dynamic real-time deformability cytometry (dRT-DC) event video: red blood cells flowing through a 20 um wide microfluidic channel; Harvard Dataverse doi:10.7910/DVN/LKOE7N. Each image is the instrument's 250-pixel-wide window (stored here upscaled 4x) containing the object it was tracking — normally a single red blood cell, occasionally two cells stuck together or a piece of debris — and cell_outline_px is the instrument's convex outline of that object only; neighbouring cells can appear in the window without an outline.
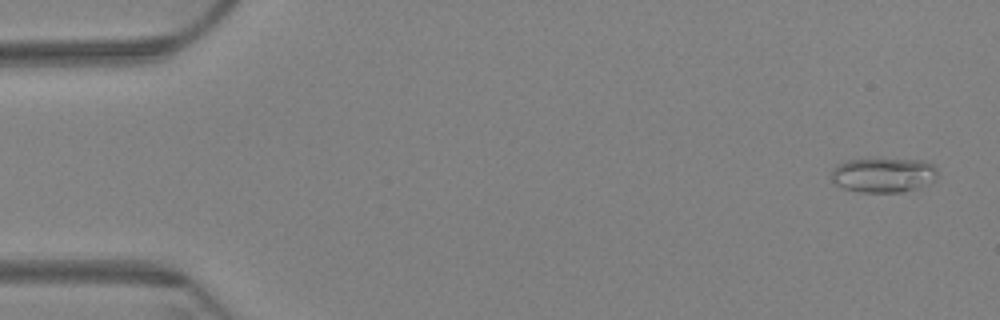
{"species": "Egyptian fruit bat (a non-hibernating species)", "species_latin": "Rousettus aegyptiacus", "temperature_condition": "warm", "stored_images_in_passage": 4, "camera_frame_rate_fps": 3000, "um_per_image_px": 0.085, "animal": {"sex": "female"}, "frame": {"image": 1, "passage_image": 1, "time_ms": 0.0, "image_size_px": [1000, 320], "cell_outline_px": [[936, 180], [916, 188], [900, 192], [860, 192], [844, 188], [836, 184], [832, 180], [832, 172], [840, 164], [848, 160], [872, 156], [924, 160], [932, 164], [936, 168]], "centroid_in_image_um": [75.11, 14.82], "position_along_channel_um": 9.9, "area_um2": 22.02}}